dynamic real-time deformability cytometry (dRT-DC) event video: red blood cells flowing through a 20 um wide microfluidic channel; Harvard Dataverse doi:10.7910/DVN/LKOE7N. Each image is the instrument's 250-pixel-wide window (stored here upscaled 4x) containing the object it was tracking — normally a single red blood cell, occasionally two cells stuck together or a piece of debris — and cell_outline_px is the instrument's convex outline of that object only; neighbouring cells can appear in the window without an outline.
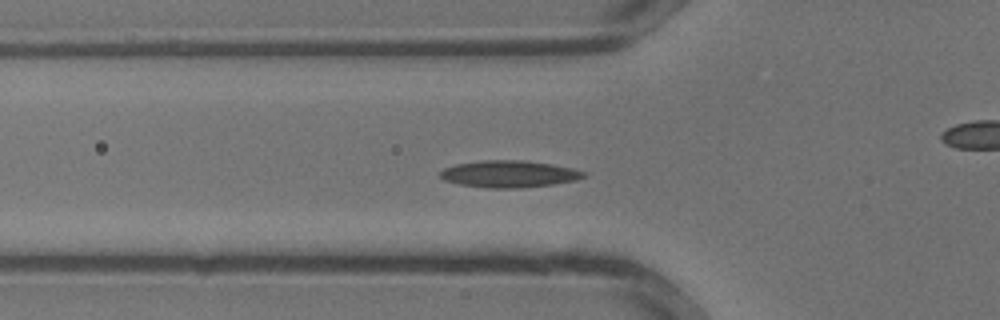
{"species": "common noctule bat (a hibernating species)", "species_latin": "Nyctalus noctula", "temperature_condition": "warm", "stored_images_in_passage": 32, "camera_frame_rate_fps": 3000, "um_per_image_px": 0.085, "animal": {"sex": "male", "body_mass_g": 13.3}, "frame": {"image": 1, "passage_image": 9, "time_ms": 2.667, "image_size_px": [1000, 320], "cell_outline_px": [[584, 176], [576, 180], [552, 184], [520, 188], [488, 188], [460, 184], [444, 180], [440, 176], [440, 172], [444, 168], [456, 164], [480, 160], [524, 160], [552, 164], [572, 168], [584, 172]], "centroid_in_image_um": [43.24, 14.78], "position_along_channel_um": 82.6, "area_um2": 22.37}}
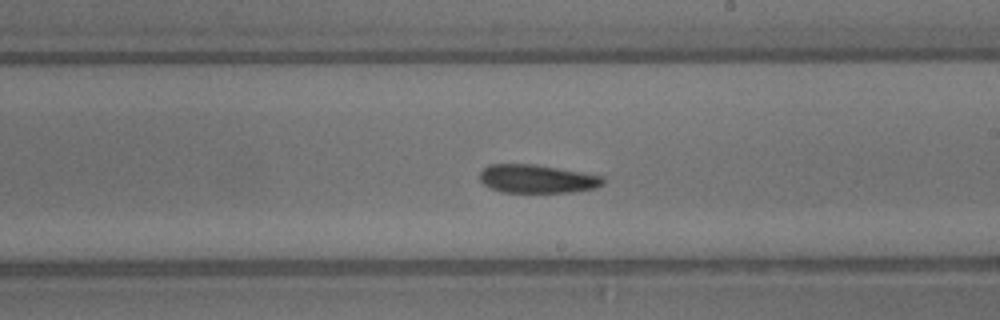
{"frame": {"image": 2, "passage_image": 17, "time_ms": 5.333, "image_size_px": [1000, 320], "cell_outline_px": [[604, 184], [596, 188], [572, 192], [500, 192], [484, 184], [480, 180], [480, 172], [488, 164], [536, 164], [604, 176]], "centroid_in_image_um": [45.67, 15.2], "position_along_channel_um": 243.3, "area_um2": 20.46}}
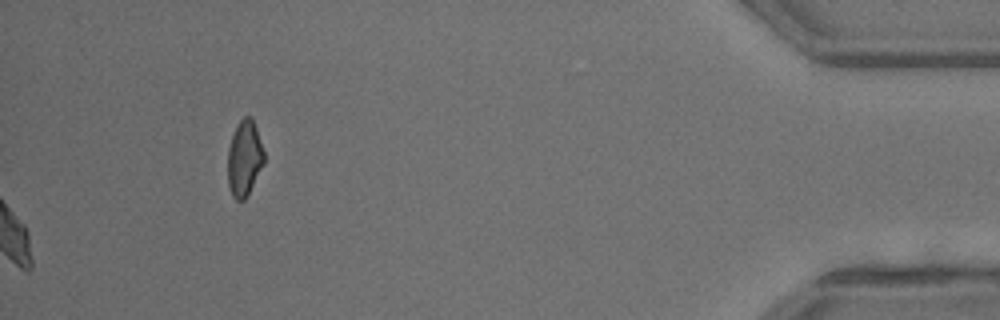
{"frame": {"image": 3, "passage_image": 32, "time_ms": 10.333, "image_size_px": [1000, 320], "cell_outline_px": [[264, 164], [244, 200], [236, 200], [232, 196], [228, 184], [228, 148], [236, 124], [244, 116], [248, 116], [252, 120], [256, 128], [264, 152]], "centroid_in_image_um": [20.76, 13.46], "position_along_channel_um": 414.4, "area_um2": 15.84}}